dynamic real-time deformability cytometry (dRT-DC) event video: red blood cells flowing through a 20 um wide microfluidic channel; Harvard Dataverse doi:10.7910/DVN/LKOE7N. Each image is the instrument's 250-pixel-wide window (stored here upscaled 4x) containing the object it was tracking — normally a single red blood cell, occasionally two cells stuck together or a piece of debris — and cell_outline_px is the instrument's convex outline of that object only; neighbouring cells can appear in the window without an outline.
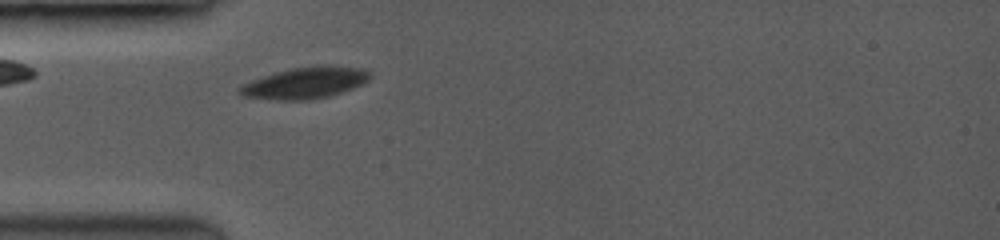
{"species": "common noctule bat (a hibernating species)", "species_latin": "Nyctalus noctula", "temperature_condition": "room temperature", "stored_images_in_passage": 4, "camera_frame_rate_fps": 3500, "um_per_image_px": 0.085, "animal": {"sex": "female", "body_mass_g": 19.0, "forearm_length_mm": 53.3}, "frame": {"image": 1, "passage_image": 2, "time_ms": 0.286, "image_size_px": [1000, 240], "cell_outline_px": [[372, 76], [360, 84], [340, 92], [328, 96], [304, 100], [284, 100], [244, 96], [240, 92], [240, 88], [244, 84], [252, 80], [264, 76], [292, 68], [328, 64], [364, 68]], "centroid_in_image_um": [25.99, 7.02], "position_along_channel_um": 59.0, "area_um2": 23.24}}